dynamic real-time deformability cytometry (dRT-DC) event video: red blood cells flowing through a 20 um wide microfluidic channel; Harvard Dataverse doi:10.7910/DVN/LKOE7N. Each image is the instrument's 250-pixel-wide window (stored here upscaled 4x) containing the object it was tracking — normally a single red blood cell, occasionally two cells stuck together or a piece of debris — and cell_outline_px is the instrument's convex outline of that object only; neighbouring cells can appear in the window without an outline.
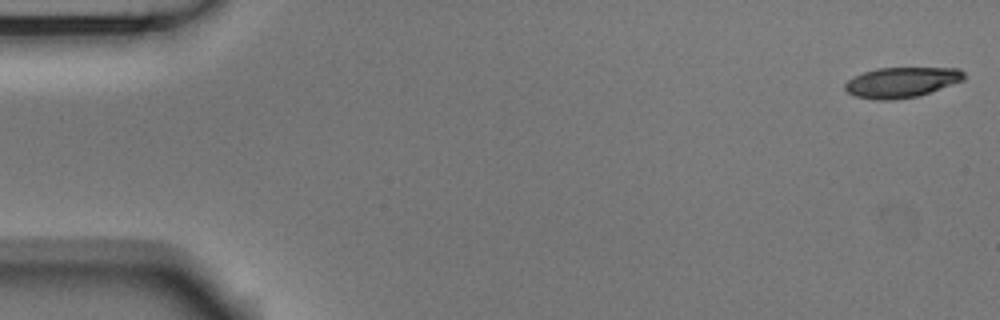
{"species": "Egyptian fruit bat (a non-hibernating species)", "species_latin": "Rousettus aegyptiacus", "temperature_condition": "room temperature", "stored_images_in_passage": 54, "camera_frame_rate_fps": 3000, "um_per_image_px": 0.085, "animal": {"sex": "male"}, "frame": {"image": 1, "passage_image": 1, "time_ms": 0.0, "image_size_px": [1000, 320], "cell_outline_px": [[964, 80], [916, 96], [892, 100], [876, 100], [856, 96], [848, 92], [844, 88], [844, 84], [848, 80], [864, 72], [876, 68], [960, 68], [964, 72]], "centroid_in_image_um": [76.62, 6.99], "position_along_channel_um": 8.4, "area_um2": 20.75}}
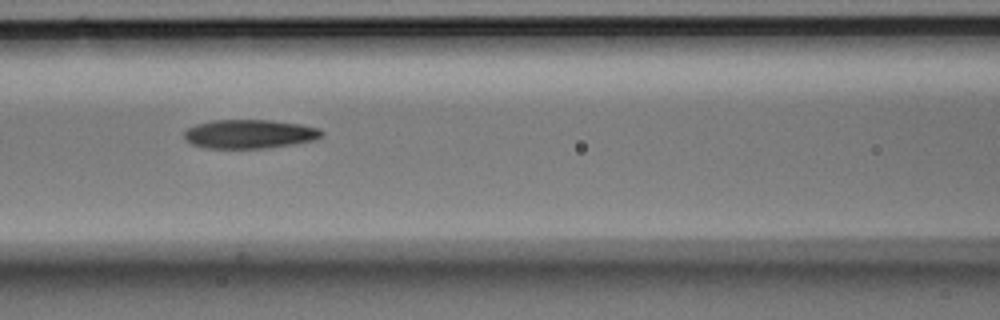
{"frame": {"image": 2, "passage_image": 23, "time_ms": 7.333, "image_size_px": [1000, 320], "cell_outline_px": [[324, 132], [316, 140], [268, 148], [204, 148], [192, 144], [184, 136], [184, 132], [188, 128], [196, 124], [212, 120], [268, 120], [300, 124], [320, 128]], "centroid_in_image_um": [21.22, 11.39], "position_along_channel_um": 145.4, "area_um2": 23.12}}
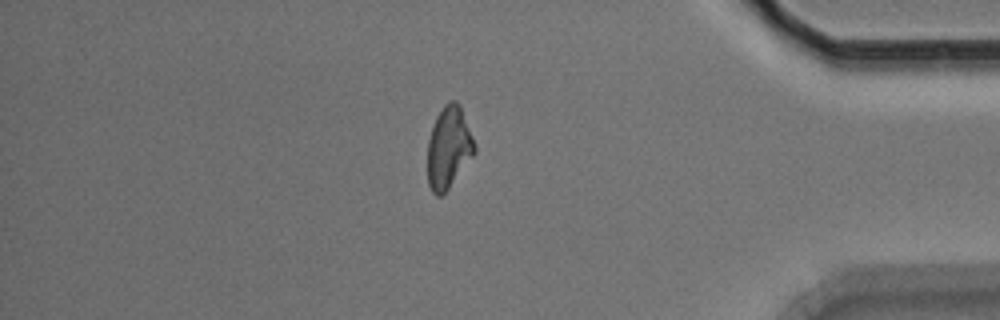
{"frame": {"image": 3, "passage_image": 46, "time_ms": 15.0, "image_size_px": [1000, 320], "cell_outline_px": [[476, 152], [448, 188], [440, 196], [436, 196], [432, 192], [428, 184], [428, 140], [436, 116], [444, 104], [448, 100], [456, 100], [460, 104], [476, 144]], "centroid_in_image_um": [38.15, 12.5], "position_along_channel_um": 397.1, "area_um2": 22.43}, "authors_computed_cell_mechanics": {"area_um2": 22.6865, "velocity_mm_per_s": 3.6973, "shape_relaxation_time_tau1_ms": 6.4104, "shape_relaxation_time_tau2_ms": 5.0394, "deformation_change_tau1": 0.1688, "deformation_change_tau2": 0.1379}}